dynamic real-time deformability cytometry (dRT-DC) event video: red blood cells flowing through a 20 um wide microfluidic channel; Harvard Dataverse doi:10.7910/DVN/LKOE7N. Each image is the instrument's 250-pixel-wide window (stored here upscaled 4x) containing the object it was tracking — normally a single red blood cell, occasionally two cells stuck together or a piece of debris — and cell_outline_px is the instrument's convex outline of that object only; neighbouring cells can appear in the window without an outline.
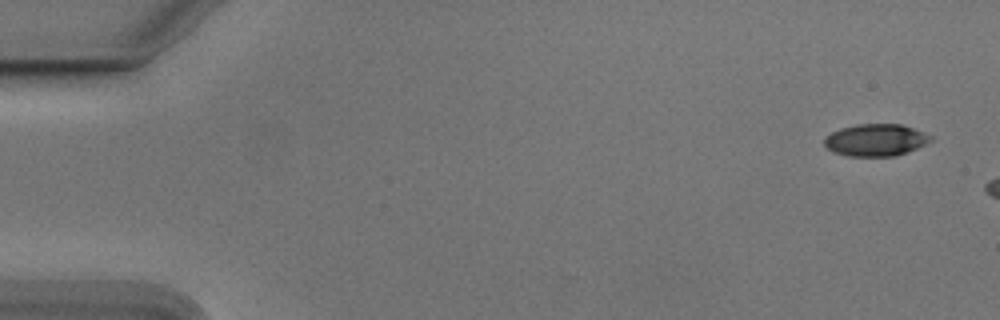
{"species": "Egyptian fruit bat (a non-hibernating species)", "species_latin": "Rousettus aegyptiacus", "temperature_condition": "cold", "stored_images_in_passage": 7, "camera_frame_rate_fps": 3000, "um_per_image_px": 0.085, "animal": {"sex": "male"}, "frame": {"image": 1, "passage_image": 1, "time_ms": 0.0, "image_size_px": [1000, 320], "cell_outline_px": [[932, 140], [908, 152], [896, 156], [848, 156], [832, 152], [824, 144], [824, 140], [832, 132], [840, 128], [856, 124], [900, 124], [912, 128], [932, 136]], "centroid_in_image_um": [74.42, 11.91], "position_along_channel_um": 10.6, "area_um2": 19.77}}